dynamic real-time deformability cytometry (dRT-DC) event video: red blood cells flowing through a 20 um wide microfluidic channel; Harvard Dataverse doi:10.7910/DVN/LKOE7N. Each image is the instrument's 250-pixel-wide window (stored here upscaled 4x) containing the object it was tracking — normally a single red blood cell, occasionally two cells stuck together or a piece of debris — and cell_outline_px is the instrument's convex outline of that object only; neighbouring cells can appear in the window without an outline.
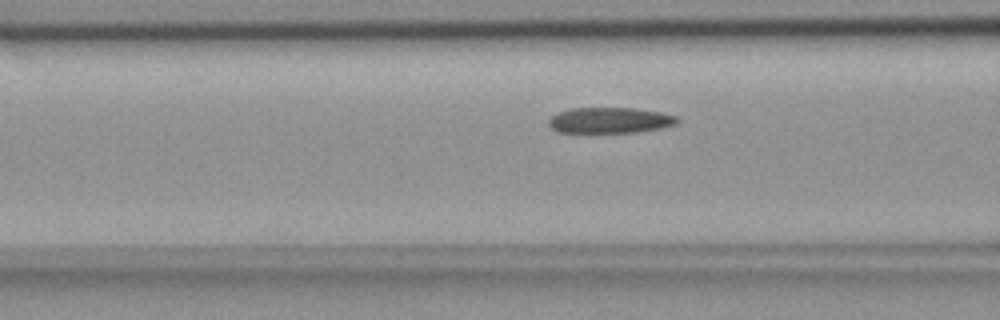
{"species": "common noctule bat (a hibernating species)", "species_latin": "Nyctalus noctula", "temperature_condition": "room temperature", "stored_images_in_passage": 48, "camera_frame_rate_fps": 3000, "um_per_image_px": 0.085, "animal": {"sex": "female", "body_mass_g": 18.4}, "frame": {"image": 1, "passage_image": 14, "time_ms": 4.333, "image_size_px": [1000, 320], "cell_outline_px": [[680, 120], [676, 124], [660, 128], [636, 132], [556, 132], [548, 124], [548, 120], [556, 112], [568, 108], [636, 108], [660, 112], [676, 116]], "centroid_in_image_um": [51.81, 10.21], "position_along_channel_um": 114.8, "area_um2": 19.36}}
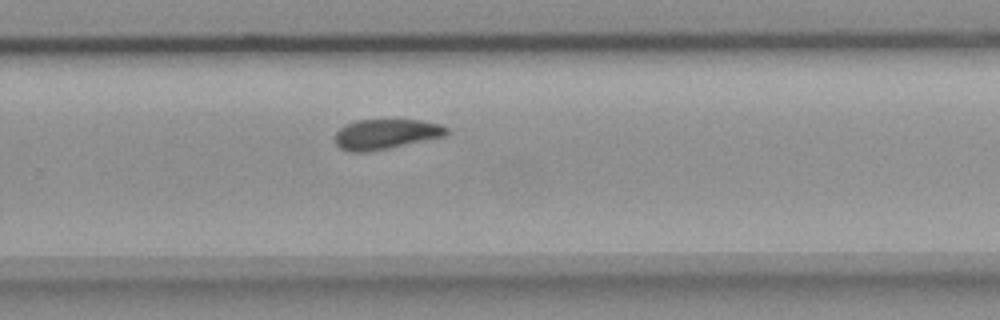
{"frame": {"image": 2, "passage_image": 29, "time_ms": 9.333, "image_size_px": [1000, 320], "cell_outline_px": [[448, 132], [444, 136], [388, 148], [364, 152], [348, 152], [340, 148], [336, 144], [336, 132], [340, 128], [356, 120], [420, 120], [440, 124], [448, 128]], "centroid_in_image_um": [32.78, 11.4], "position_along_channel_um": 297.0, "area_um2": 19.31}}
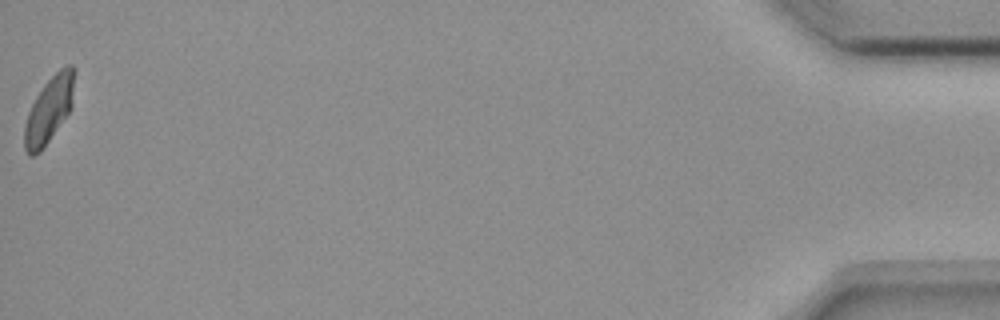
{"frame": {"image": 3, "passage_image": 48, "time_ms": 15.667, "image_size_px": [1000, 320], "cell_outline_px": [[76, 68], [72, 108], [40, 152], [32, 156], [24, 148], [24, 128], [28, 112], [36, 96], [44, 84], [64, 64], [72, 64]], "centroid_in_image_um": [4.21, 9.26], "position_along_channel_um": 431.0, "area_um2": 19.31}, "authors_computed_cell_mechanics": {"area_um2": 19.9699, "velocity_mm_per_s": 3.665, "shape_relaxation_time_tau1_ms": 6.6467, "shape_relaxation_time_tau2_ms": 3.712, "deformation_change_tau1": 0.1473, "deformation_change_tau2": 0.0796}}